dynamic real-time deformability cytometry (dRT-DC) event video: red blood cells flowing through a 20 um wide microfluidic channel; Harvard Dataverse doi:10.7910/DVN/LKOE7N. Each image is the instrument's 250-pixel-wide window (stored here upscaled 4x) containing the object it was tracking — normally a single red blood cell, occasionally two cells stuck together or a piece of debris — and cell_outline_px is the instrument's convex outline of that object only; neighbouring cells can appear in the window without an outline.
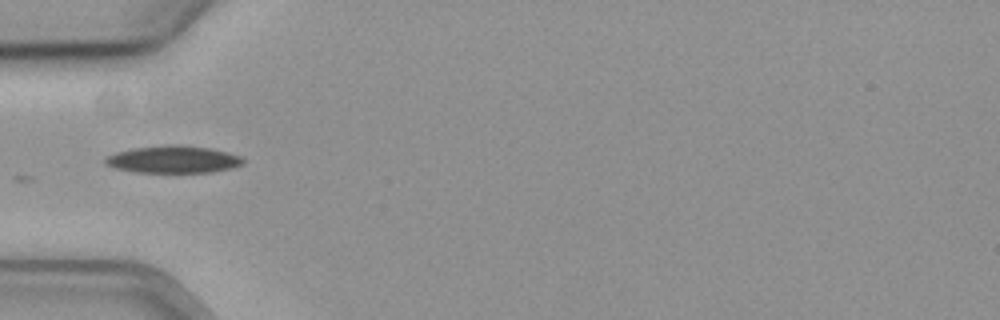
{"species": "common noctule bat (a hibernating species)", "species_latin": "Nyctalus noctula", "temperature_condition": "cold", "stored_images_in_passage": 8, "camera_frame_rate_fps": 3000, "um_per_image_px": 0.085, "animal": {"sex": "female", "body_mass_g": 19.3, "forearm_length_mm": 54.1}, "frame": {"image": 1, "passage_image": 1, "time_ms": 0.0, "image_size_px": [1000, 320], "cell_outline_px": [[244, 164], [212, 172], [136, 172], [116, 168], [104, 164], [104, 160], [108, 156], [116, 152], [132, 148], [168, 144], [176, 144], [212, 148], [228, 152], [240, 156], [244, 160]], "centroid_in_image_um": [14.72, 13.53], "position_along_channel_um": 70.3, "area_um2": 21.91}}